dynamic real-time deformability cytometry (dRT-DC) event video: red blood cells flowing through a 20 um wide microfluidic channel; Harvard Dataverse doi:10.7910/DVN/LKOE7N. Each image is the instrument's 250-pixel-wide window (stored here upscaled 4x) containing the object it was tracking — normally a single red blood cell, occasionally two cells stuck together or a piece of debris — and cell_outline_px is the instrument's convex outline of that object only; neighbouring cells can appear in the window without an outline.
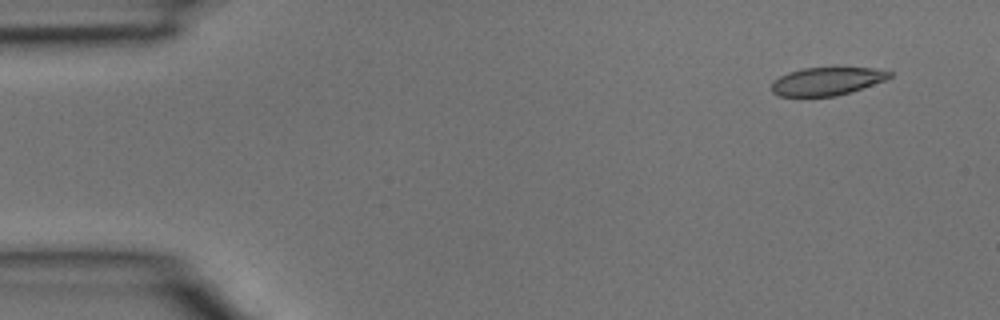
{"species": "common noctule bat (a hibernating species)", "species_latin": "Nyctalus noctula", "temperature_condition": "room temperature", "stored_images_in_passage": 3, "camera_frame_rate_fps": 3000, "um_per_image_px": 0.085, "animal": {"sex": "male", "body_mass_g": 15.6}, "frame": {"image": 1, "passage_image": 1, "time_ms": 0.0, "image_size_px": [1000, 320], "cell_outline_px": [[892, 76], [884, 80], [836, 96], [780, 96], [772, 92], [772, 80], [788, 72], [804, 68], [836, 64], [872, 68], [892, 72]], "centroid_in_image_um": [70.28, 6.84], "position_along_channel_um": 14.7, "area_um2": 19.88}}